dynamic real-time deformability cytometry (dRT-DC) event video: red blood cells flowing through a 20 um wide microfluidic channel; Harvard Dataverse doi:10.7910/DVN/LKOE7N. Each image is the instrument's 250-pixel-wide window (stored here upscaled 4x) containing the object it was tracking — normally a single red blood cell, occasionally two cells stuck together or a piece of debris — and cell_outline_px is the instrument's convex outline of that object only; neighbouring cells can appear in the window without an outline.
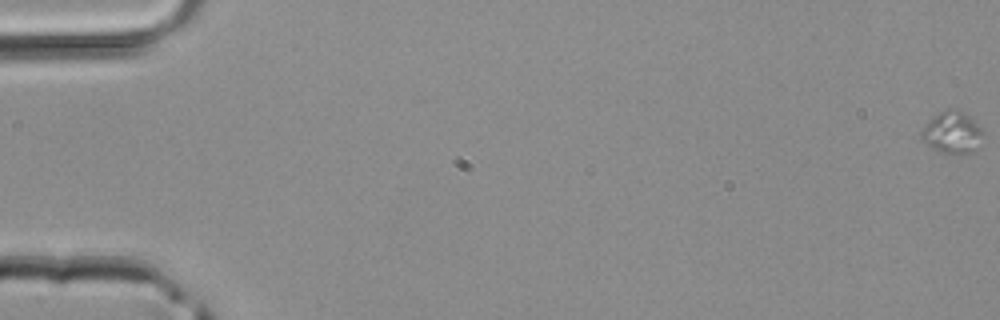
{"species": "common noctule bat (a hibernating species)", "species_latin": "Nyctalus noctula", "temperature_condition": "room temperature", "stored_images_in_passage": 16, "camera_frame_rate_fps": 3000, "um_per_image_px": 0.085, "animal": {"sex": "male", "body_mass_g": 20.4}, "frame": {"image": 1, "passage_image": 1, "time_ms": 0.0, "image_size_px": [1000, 320], "cell_outline_px": [[984, 132], [980, 148], [968, 152], [944, 152], [932, 148], [920, 140], [920, 132], [932, 116], [948, 108], [956, 108], [972, 120]], "centroid_in_image_um": [80.92, 11.25], "position_along_channel_um": 4.1, "area_um2": 14.85}}